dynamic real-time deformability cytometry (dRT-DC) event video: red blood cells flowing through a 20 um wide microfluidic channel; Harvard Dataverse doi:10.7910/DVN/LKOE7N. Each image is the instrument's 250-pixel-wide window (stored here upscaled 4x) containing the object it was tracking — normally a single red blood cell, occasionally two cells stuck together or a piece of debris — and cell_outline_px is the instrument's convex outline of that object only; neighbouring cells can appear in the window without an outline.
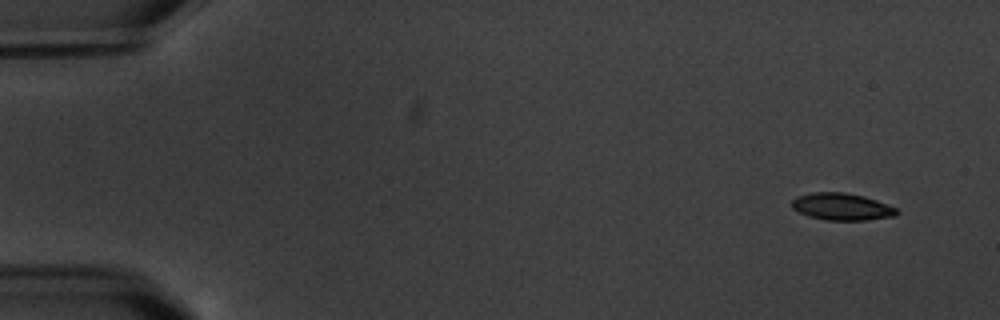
{"species": "common noctule bat (a hibernating species)", "species_latin": "Nyctalus noctula", "temperature_condition": "warm", "stored_images_in_passage": 5, "camera_frame_rate_fps": 3000, "um_per_image_px": 0.085, "animal": {"sex": "male", "body_mass_g": 20.1, "forearm_length_mm": 53.5}, "frame": {"image": 1, "passage_image": 1, "time_ms": 0.0, "image_size_px": [1000, 320], "cell_outline_px": [[900, 212], [896, 216], [868, 220], [828, 220], [808, 216], [792, 208], [792, 200], [796, 196], [812, 192], [844, 192], [864, 196], [876, 200], [896, 208]], "centroid_in_image_um": [71.56, 17.56], "position_along_channel_um": 13.4, "area_um2": 16.59}}
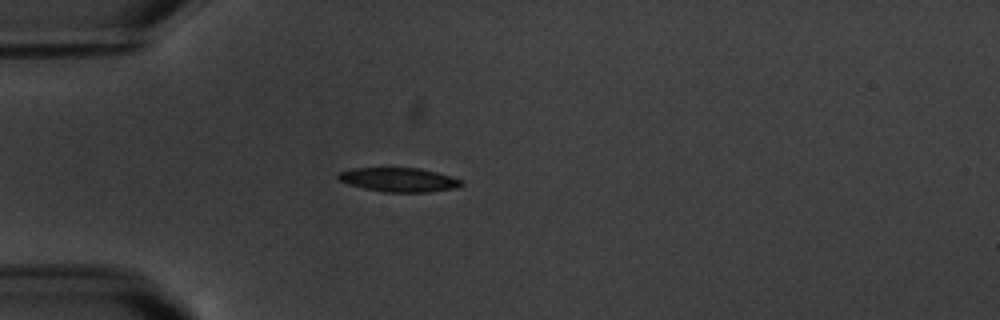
{"frame": {"image": 2, "passage_image": 4, "time_ms": 4.333, "image_size_px": [1000, 320], "cell_outline_px": [[464, 184], [456, 188], [428, 192], [384, 192], [364, 188], [348, 184], [340, 180], [336, 176], [340, 172], [352, 168], [420, 168], [452, 176], [464, 180]], "centroid_in_image_um": [33.95, 15.28], "position_along_channel_um": 51.1, "area_um2": 17.34}}